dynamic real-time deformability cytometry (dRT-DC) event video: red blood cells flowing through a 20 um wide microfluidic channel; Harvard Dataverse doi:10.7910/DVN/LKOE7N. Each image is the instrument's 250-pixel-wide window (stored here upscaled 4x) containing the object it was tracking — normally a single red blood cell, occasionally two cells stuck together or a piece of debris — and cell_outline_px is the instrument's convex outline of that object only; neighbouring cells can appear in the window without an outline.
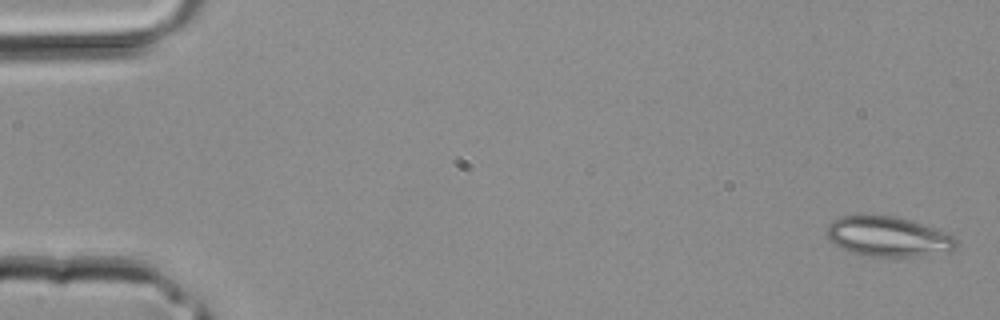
{"species": "common noctule bat (a hibernating species)", "species_latin": "Nyctalus noctula", "temperature_condition": "room temperature", "stored_images_in_passage": 30, "camera_frame_rate_fps": 3000, "um_per_image_px": 0.085, "animal": {"sex": "male", "body_mass_g": 20.4}, "frame": {"image": 1, "passage_image": 1, "time_ms": 0.0, "image_size_px": [1000, 320], "cell_outline_px": [[956, 248], [948, 252], [920, 256], [868, 256], [852, 252], [840, 248], [828, 240], [828, 224], [832, 220], [840, 216], [896, 216], [952, 232], [956, 236]], "centroid_in_image_um": [75.55, 20.11], "position_along_channel_um": 9.4, "area_um2": 30.4}}
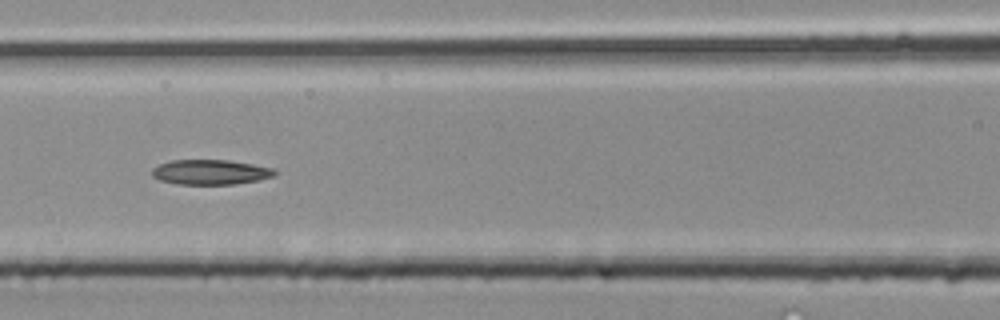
{"frame": {"image": 2, "passage_image": 18, "time_ms": 5.667, "image_size_px": [1000, 320], "cell_outline_px": [[276, 176], [236, 184], [176, 184], [160, 180], [152, 176], [152, 168], [160, 164], [172, 160], [228, 160], [252, 164], [272, 168], [276, 172]], "centroid_in_image_um": [17.87, 14.63], "position_along_channel_um": 148.7, "area_um2": 17.74}}
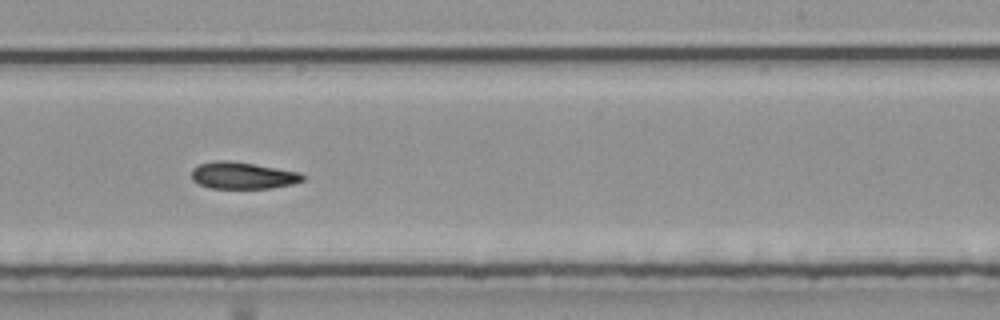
{"frame": {"image": 3, "passage_image": 25, "time_ms": 8.0, "image_size_px": [1000, 320], "cell_outline_px": [[304, 180], [292, 184], [272, 188], [208, 188], [192, 180], [192, 168], [200, 164], [216, 160], [228, 160], [300, 172], [304, 176]], "centroid_in_image_um": [20.61, 14.92], "position_along_channel_um": 268.4, "area_um2": 17.28}}